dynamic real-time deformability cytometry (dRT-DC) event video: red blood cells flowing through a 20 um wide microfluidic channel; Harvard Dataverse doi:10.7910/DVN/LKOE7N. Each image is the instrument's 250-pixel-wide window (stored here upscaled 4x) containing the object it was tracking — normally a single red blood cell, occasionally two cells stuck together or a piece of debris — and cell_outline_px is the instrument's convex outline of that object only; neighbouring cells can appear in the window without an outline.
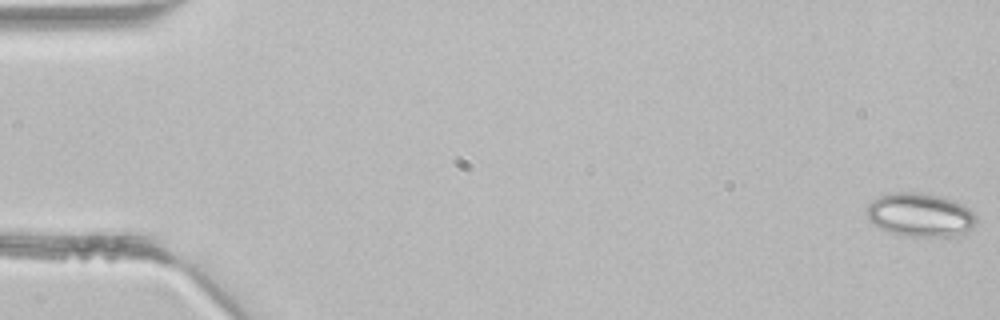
{"species": "common noctule bat (a hibernating species)", "species_latin": "Nyctalus noctula", "temperature_condition": "room temperature", "stored_images_in_passage": 4, "camera_frame_rate_fps": 3000, "um_per_image_px": 0.085, "animal": {"sex": "male", "body_mass_g": 21.5, "forearm_length_mm": 52.0}, "frame": {"image": 1, "passage_image": 1, "time_ms": 0.0, "image_size_px": [1000, 320], "cell_outline_px": [[976, 224], [964, 236], [912, 236], [888, 232], [872, 224], [868, 220], [868, 204], [872, 200], [880, 196], [892, 192], [920, 192], [940, 196], [956, 200], [964, 204], [976, 216]], "centroid_in_image_um": [78.26, 18.26], "position_along_channel_um": 6.7, "area_um2": 28.21}}